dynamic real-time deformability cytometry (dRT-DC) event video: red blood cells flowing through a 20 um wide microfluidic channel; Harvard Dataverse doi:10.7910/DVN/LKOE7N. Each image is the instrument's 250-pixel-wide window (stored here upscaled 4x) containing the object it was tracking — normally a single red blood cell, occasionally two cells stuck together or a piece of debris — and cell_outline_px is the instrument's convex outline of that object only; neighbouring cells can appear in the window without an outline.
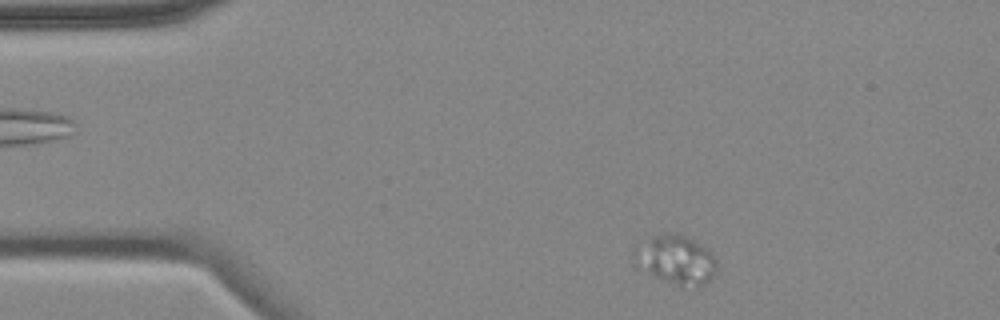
{"species": "common noctule bat (a hibernating species)", "species_latin": "Nyctalus noctula", "temperature_condition": "cold", "stored_images_in_passage": 5, "camera_frame_rate_fps": 3000, "um_per_image_px": 0.085, "animal": {"sex": "female", "body_mass_g": 18.4}, "frame": {"image": 1, "passage_image": 5, "time_ms": 5.667, "image_size_px": [1000, 320], "cell_outline_px": [[716, 268], [712, 276], [704, 284], [696, 288], [680, 288], [636, 268], [632, 264], [632, 252], [636, 248], [652, 236], [672, 232], [684, 236], [700, 244], [712, 252], [716, 260]], "centroid_in_image_um": [57.4, 22.12], "position_along_channel_um": 27.6, "area_um2": 23.99}}